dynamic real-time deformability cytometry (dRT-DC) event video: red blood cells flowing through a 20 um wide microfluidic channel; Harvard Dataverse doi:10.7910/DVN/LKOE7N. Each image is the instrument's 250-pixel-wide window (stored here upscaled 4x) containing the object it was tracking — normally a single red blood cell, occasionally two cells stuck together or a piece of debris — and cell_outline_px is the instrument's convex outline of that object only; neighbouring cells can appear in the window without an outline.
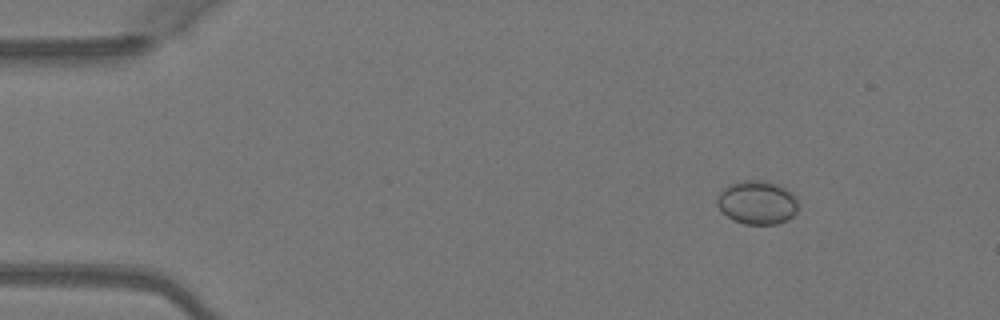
{"species": "Egyptian fruit bat (a non-hibernating species)", "species_latin": "Rousettus aegyptiacus", "temperature_condition": "warm", "stored_images_in_passage": 3, "camera_frame_rate_fps": 3000, "um_per_image_px": 0.085, "animal": {"sex": "female"}, "frame": {"image": 1, "passage_image": 1, "time_ms": 0.0, "image_size_px": [1000, 320], "cell_outline_px": [[800, 204], [796, 212], [788, 220], [776, 224], [744, 224], [732, 220], [716, 204], [716, 200], [720, 192], [724, 188], [732, 184], [744, 180], [760, 180], [776, 184], [792, 192], [796, 196]], "centroid_in_image_um": [64.4, 17.22], "position_along_channel_um": 20.6, "area_um2": 20.63}}